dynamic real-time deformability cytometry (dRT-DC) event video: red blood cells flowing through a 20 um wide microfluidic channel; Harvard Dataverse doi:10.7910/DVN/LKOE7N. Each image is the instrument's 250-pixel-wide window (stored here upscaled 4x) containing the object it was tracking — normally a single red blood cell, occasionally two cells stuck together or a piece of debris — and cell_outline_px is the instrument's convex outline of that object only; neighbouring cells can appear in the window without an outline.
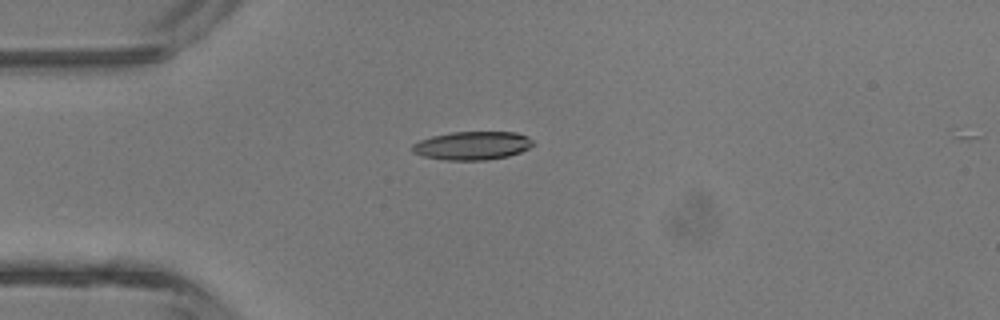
{"species": "common noctule bat (a hibernating species)", "species_latin": "Nyctalus noctula", "temperature_condition": "room temperature", "stored_images_in_passage": 4, "camera_frame_rate_fps": 3000, "um_per_image_px": 0.085, "animal": {"sex": "male", "body_mass_g": 13.3}, "frame": {"image": 1, "passage_image": 3, "time_ms": 3.0, "image_size_px": [1000, 320], "cell_outline_px": [[536, 144], [520, 152], [508, 156], [484, 160], [444, 160], [424, 156], [412, 152], [412, 144], [420, 140], [432, 136], [452, 132], [516, 132], [528, 136]], "centroid_in_image_um": [40.16, 12.37], "position_along_channel_um": 44.8, "area_um2": 20.0}}